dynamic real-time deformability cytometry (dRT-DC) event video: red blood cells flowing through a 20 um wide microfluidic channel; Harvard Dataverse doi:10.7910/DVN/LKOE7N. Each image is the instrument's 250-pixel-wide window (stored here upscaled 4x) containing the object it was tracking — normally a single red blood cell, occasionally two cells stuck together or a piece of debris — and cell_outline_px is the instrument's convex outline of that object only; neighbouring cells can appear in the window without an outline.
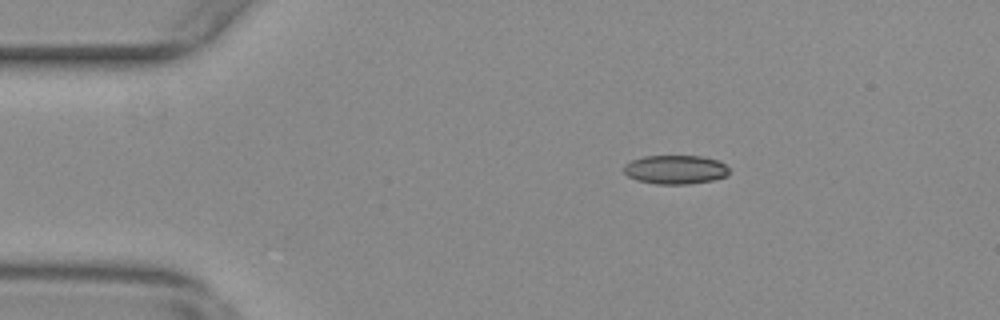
{"species": "common noctule bat (a hibernating species)", "species_latin": "Nyctalus noctula", "temperature_condition": "warm", "stored_images_in_passage": 47, "camera_frame_rate_fps": 3000, "um_per_image_px": 0.085, "animal": {"sex": "female", "body_mass_g": 29.2, "forearm_length_mm": 56.3}, "frame": {"image": 1, "passage_image": 1, "time_ms": 0.0, "image_size_px": [1000, 320], "cell_outline_px": [[728, 176], [712, 180], [688, 184], [656, 184], [636, 180], [628, 176], [624, 172], [624, 164], [632, 160], [644, 156], [700, 156], [720, 160], [728, 168]], "centroid_in_image_um": [57.41, 14.41], "position_along_channel_um": 27.6, "area_um2": 17.8}}
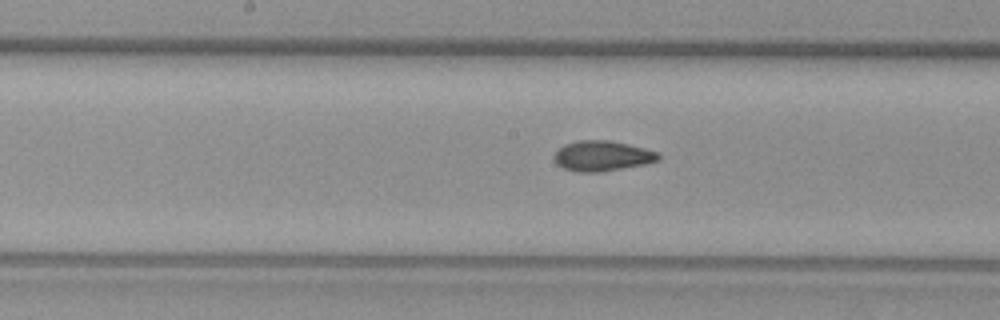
{"frame": {"image": 2, "passage_image": 19, "time_ms": 6.0, "image_size_px": [1000, 320], "cell_outline_px": [[660, 160], [644, 164], [600, 172], [576, 172], [564, 168], [556, 164], [552, 156], [564, 144], [580, 140], [612, 140], [660, 152]], "centroid_in_image_um": [51.19, 13.25], "position_along_channel_um": 197.0, "area_um2": 18.5}}
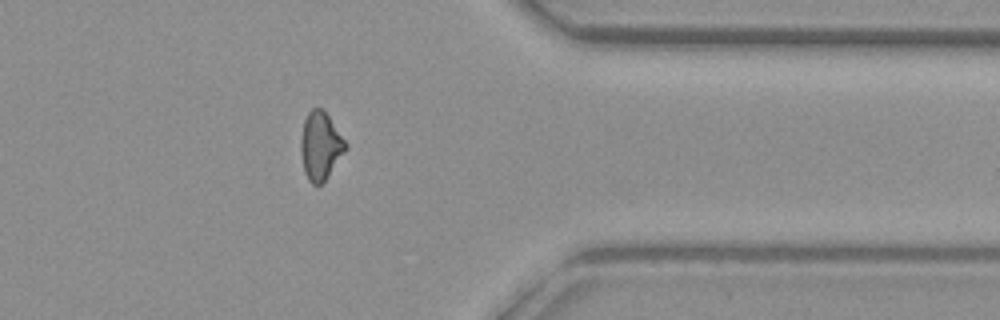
{"frame": {"image": 3, "passage_image": 35, "time_ms": 11.333, "image_size_px": [1000, 320], "cell_outline_px": [[348, 148], [324, 180], [320, 184], [312, 184], [308, 180], [304, 172], [300, 152], [300, 136], [304, 120], [308, 112], [312, 108], [320, 108], [328, 116], [348, 144]], "centroid_in_image_um": [27.22, 12.39], "position_along_channel_um": 384.2, "area_um2": 17.63}, "authors_computed_cell_mechanics": {"area_um2": 17.8602, "velocity_mm_per_s": 3.796, "shape_relaxation_time_tau1_ms": null, "shape_relaxation_time_tau2_ms": 1.3205, "deformation_change_tau1": null, "deformation_change_tau2": 0.0597}}